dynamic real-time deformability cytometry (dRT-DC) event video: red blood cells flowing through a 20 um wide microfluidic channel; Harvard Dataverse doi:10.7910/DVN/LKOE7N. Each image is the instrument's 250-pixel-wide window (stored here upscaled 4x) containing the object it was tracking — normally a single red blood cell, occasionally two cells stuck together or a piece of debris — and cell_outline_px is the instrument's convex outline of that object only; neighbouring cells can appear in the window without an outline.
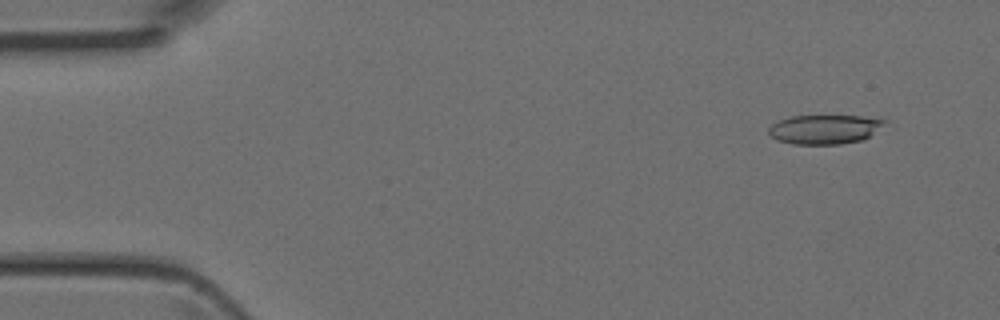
{"species": "Egyptian fruit bat (a non-hibernating species)", "species_latin": "Rousettus aegyptiacus", "temperature_condition": "room temperature", "stored_images_in_passage": 45, "camera_frame_rate_fps": 3000, "um_per_image_px": 0.085, "animal": {"sex": "female"}, "frame": {"image": 1, "passage_image": 4, "time_ms": 1.0, "image_size_px": [1000, 320], "cell_outline_px": [[888, 120], [868, 136], [860, 140], [840, 144], [792, 144], [776, 140], [768, 132], [768, 128], [776, 120], [792, 116], [860, 116]], "centroid_in_image_um": [70.01, 10.99], "position_along_channel_um": 15.0, "area_um2": 19.54}}
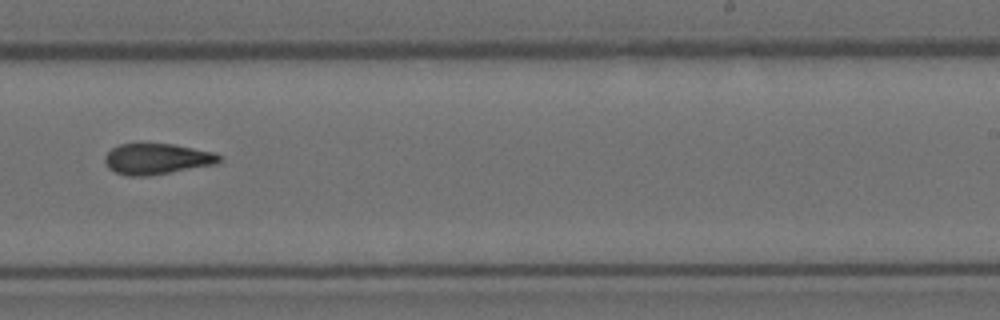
{"frame": {"image": 2, "passage_image": 28, "time_ms": 9.0, "image_size_px": [1000, 320], "cell_outline_px": [[220, 160], [216, 164], [148, 176], [128, 176], [116, 172], [108, 168], [104, 160], [104, 156], [112, 148], [120, 144], [172, 144], [212, 152], [220, 156]], "centroid_in_image_um": [13.29, 13.51], "position_along_channel_um": 275.7, "area_um2": 20.29}}
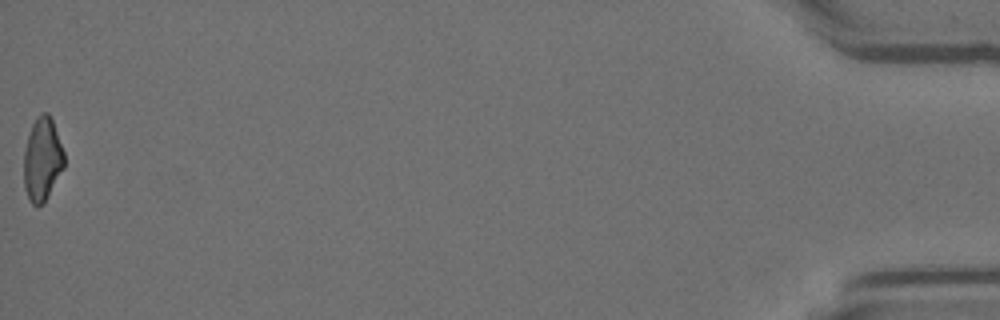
{"frame": {"image": 3, "passage_image": 45, "time_ms": 14.667, "image_size_px": [1000, 320], "cell_outline_px": [[64, 168], [44, 204], [32, 204], [28, 200], [24, 188], [24, 152], [28, 136], [32, 124], [36, 116], [40, 112], [48, 112], [52, 120], [64, 152]], "centroid_in_image_um": [3.59, 13.55], "position_along_channel_um": 431.6, "area_um2": 19.71}}